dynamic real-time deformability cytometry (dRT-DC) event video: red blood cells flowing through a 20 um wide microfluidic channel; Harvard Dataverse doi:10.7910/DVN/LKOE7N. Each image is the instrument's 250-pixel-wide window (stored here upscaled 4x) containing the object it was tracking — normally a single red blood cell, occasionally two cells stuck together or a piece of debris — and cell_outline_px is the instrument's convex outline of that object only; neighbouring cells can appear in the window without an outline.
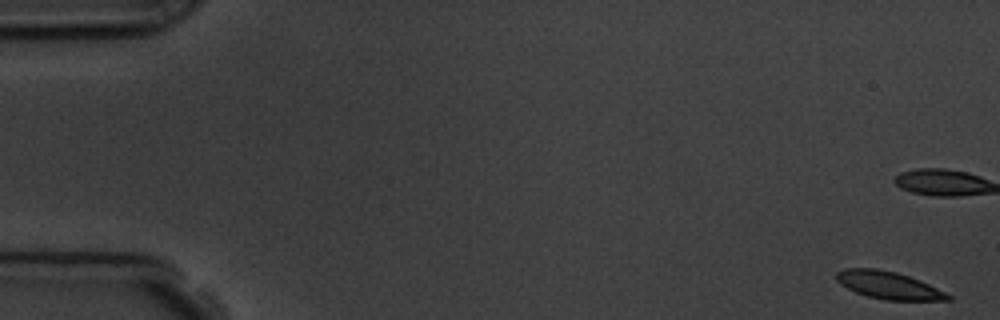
{"species": "common noctule bat (a hibernating species)", "species_latin": "Nyctalus noctula", "temperature_condition": "room temperature", "stored_images_in_passage": 6, "camera_frame_rate_fps": 3000, "um_per_image_px": 0.085, "animal": {"sex": "male", "body_mass_g": 19.5, "forearm_length_mm": 54.6}, "frame": {"image": 1, "passage_image": 1, "time_ms": 0.0, "image_size_px": [1000, 320], "cell_outline_px": [[952, 300], [884, 300], [868, 296], [856, 292], [840, 284], [836, 280], [836, 272], [844, 268], [876, 268], [896, 272], [920, 280], [952, 296]], "centroid_in_image_um": [75.5, 24.24], "position_along_channel_um": 9.5, "area_um2": 17.74}}